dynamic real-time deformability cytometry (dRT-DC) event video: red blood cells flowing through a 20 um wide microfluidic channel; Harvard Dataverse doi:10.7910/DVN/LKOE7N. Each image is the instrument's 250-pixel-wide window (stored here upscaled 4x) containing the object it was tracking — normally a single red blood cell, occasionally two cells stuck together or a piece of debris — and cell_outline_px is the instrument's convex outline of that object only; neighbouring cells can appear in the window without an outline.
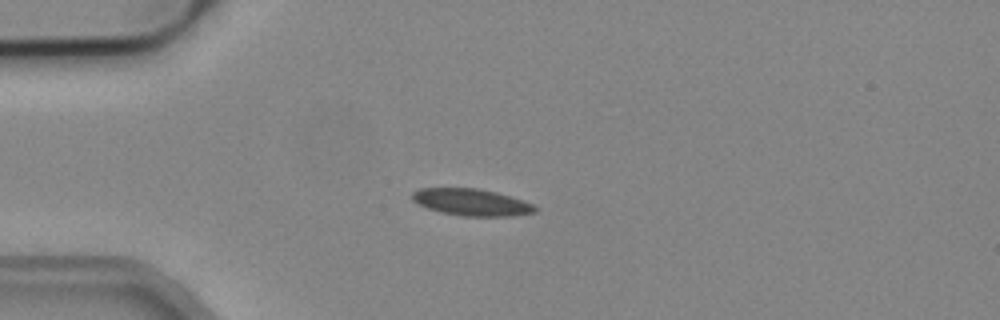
{"species": "common noctule bat (a hibernating species)", "species_latin": "Nyctalus noctula", "temperature_condition": "cold", "stored_images_in_passage": 5, "camera_frame_rate_fps": 3000, "um_per_image_px": 0.085, "animal": {"sex": "male", "body_mass_g": 19.2, "forearm_length_mm": 51.8}, "frame": {"image": 1, "passage_image": 3, "time_ms": 0.667, "image_size_px": [1000, 320], "cell_outline_px": [[536, 212], [512, 216], [460, 216], [440, 212], [428, 208], [412, 200], [412, 192], [420, 188], [476, 188], [496, 192], [524, 200], [532, 204], [536, 208]], "centroid_in_image_um": [40.08, 17.19], "position_along_channel_um": 44.9, "area_um2": 19.19}}
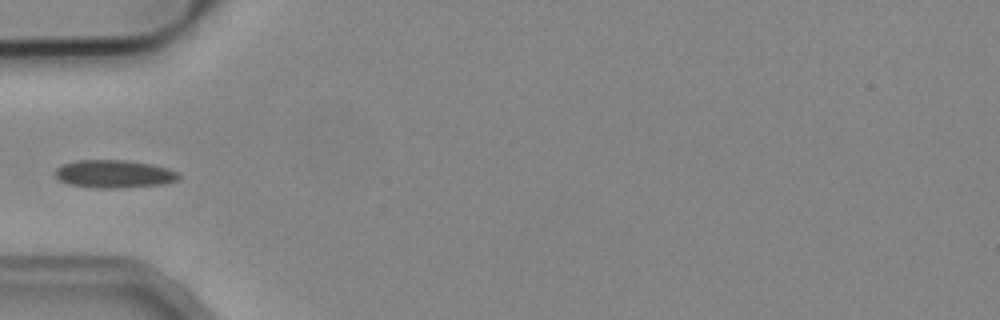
{"frame": {"image": 2, "passage_image": 4, "time_ms": 1.0, "image_size_px": [1000, 320], "cell_outline_px": [[180, 176], [176, 180], [164, 184], [120, 188], [92, 188], [68, 184], [60, 180], [56, 176], [56, 168], [64, 164], [76, 160], [124, 160], [152, 164], [168, 168], [176, 172]], "centroid_in_image_um": [9.69, 14.79], "position_along_channel_um": 75.3, "area_um2": 20.06}}